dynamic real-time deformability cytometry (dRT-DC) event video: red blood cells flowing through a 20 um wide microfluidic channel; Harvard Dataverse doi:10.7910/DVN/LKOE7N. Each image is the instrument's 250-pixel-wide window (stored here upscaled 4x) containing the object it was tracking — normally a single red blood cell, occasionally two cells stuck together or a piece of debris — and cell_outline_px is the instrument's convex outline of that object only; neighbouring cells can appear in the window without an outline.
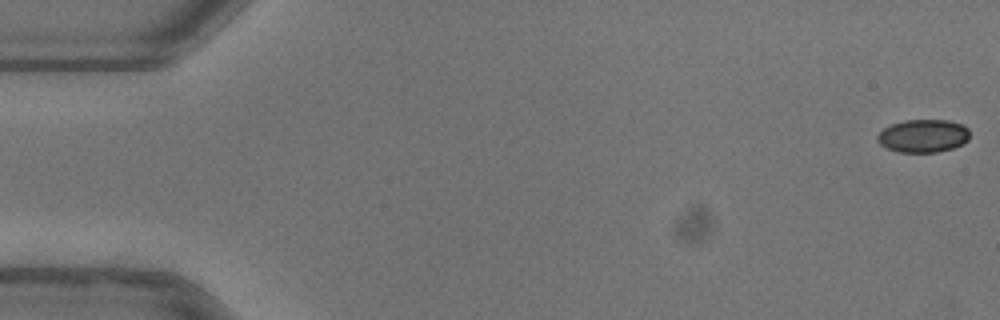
{"species": "common noctule bat (a hibernating species)", "species_latin": "Nyctalus noctula", "temperature_condition": "warm", "stored_images_in_passage": 12, "camera_frame_rate_fps": 3000, "um_per_image_px": 0.085, "animal": {"sex": "female"}, "frame": {"image": 1, "passage_image": 1, "time_ms": 0.0, "image_size_px": [1000, 320], "cell_outline_px": [[968, 140], [964, 144], [952, 148], [936, 152], [900, 152], [888, 148], [880, 144], [876, 140], [876, 136], [884, 128], [892, 124], [904, 120], [948, 120], [964, 124], [968, 128]], "centroid_in_image_um": [78.48, 11.54], "position_along_channel_um": 6.5, "area_um2": 17.8}}